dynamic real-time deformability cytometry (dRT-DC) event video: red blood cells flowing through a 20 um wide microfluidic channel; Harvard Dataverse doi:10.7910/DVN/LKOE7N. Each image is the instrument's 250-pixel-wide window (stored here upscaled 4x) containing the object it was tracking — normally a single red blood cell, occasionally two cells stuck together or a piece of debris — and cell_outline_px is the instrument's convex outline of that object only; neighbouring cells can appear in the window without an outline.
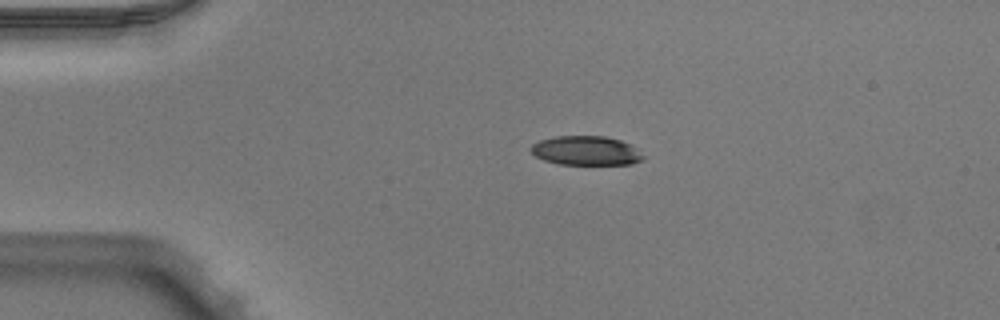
{"species": "Egyptian fruit bat (a non-hibernating species)", "species_latin": "Rousettus aegyptiacus", "temperature_condition": "warm", "stored_images_in_passage": 41, "camera_frame_rate_fps": 3000, "um_per_image_px": 0.085, "animal": {"sex": "male"}, "frame": {"image": 1, "passage_image": 1, "time_ms": 0.0, "image_size_px": [1000, 320], "cell_outline_px": [[644, 160], [632, 164], [560, 164], [544, 160], [536, 156], [528, 148], [532, 144], [540, 140], [556, 136], [604, 136], [620, 140], [632, 144], [644, 156]], "centroid_in_image_um": [49.83, 12.8], "position_along_channel_um": 35.2, "area_um2": 19.19}}
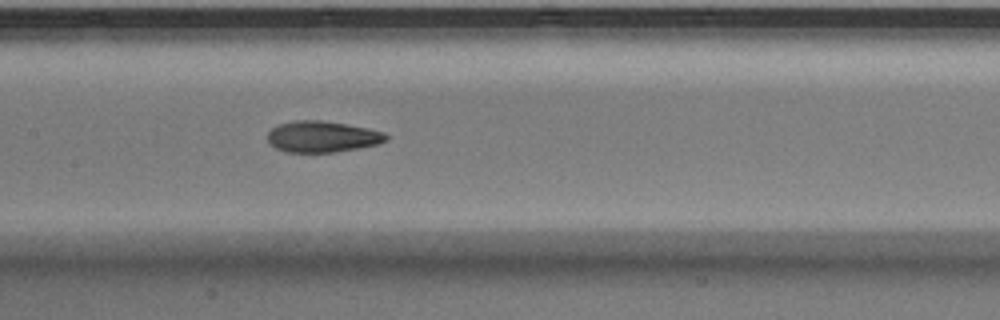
{"frame": {"image": 2, "passage_image": 15, "time_ms": 4.667, "image_size_px": [1000, 320], "cell_outline_px": [[388, 140], [376, 144], [336, 152], [284, 152], [268, 144], [268, 132], [276, 124], [296, 120], [320, 120], [368, 128], [384, 132], [388, 136]], "centroid_in_image_um": [27.35, 11.61], "position_along_channel_um": 180.1, "area_um2": 21.56}}
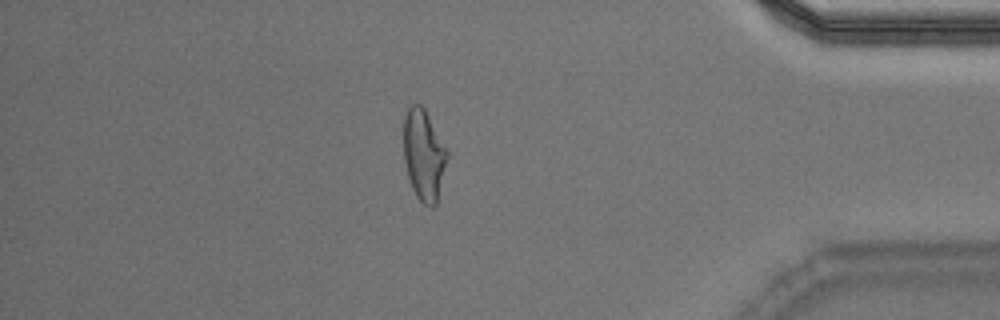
{"frame": {"image": 3, "passage_image": 34, "time_ms": 11.0, "image_size_px": [1000, 320], "cell_outline_px": [[448, 156], [436, 204], [432, 208], [428, 208], [416, 196], [412, 188], [408, 176], [404, 160], [404, 116], [408, 104], [420, 104], [424, 108], [448, 152]], "centroid_in_image_um": [36.0, 13.17], "position_along_channel_um": 399.2, "area_um2": 22.95}, "authors_computed_cell_mechanics": {"area_um2": 22.4264, "velocity_mm_per_s": 3.9848, "shape_relaxation_time_tau1_ms": null, "shape_relaxation_time_tau2_ms": 2.3198, "deformation_change_tau1": null, "deformation_change_tau2": 0.1038}}